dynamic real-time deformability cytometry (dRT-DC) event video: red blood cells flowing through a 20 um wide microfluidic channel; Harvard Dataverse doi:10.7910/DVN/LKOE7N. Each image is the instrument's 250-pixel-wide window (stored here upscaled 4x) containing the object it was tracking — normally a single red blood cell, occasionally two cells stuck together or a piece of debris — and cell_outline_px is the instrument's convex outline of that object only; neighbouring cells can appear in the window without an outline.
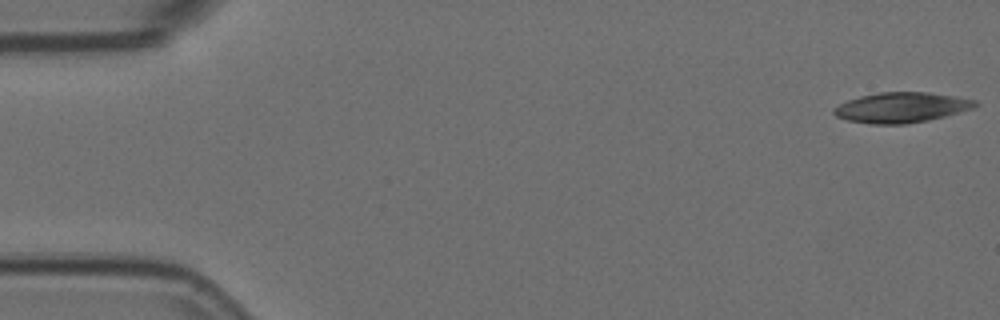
{"species": "Egyptian fruit bat (a non-hibernating species)", "species_latin": "Rousettus aegyptiacus", "temperature_condition": "room temperature", "stored_images_in_passage": 5, "camera_frame_rate_fps": 3000, "um_per_image_px": 0.085, "animal": {"sex": "female"}, "frame": {"image": 1, "passage_image": 1, "time_ms": 0.0, "image_size_px": [1000, 320], "cell_outline_px": [[980, 104], [972, 108], [944, 116], [928, 120], [904, 124], [872, 124], [848, 120], [836, 116], [832, 112], [832, 108], [848, 100], [860, 96], [880, 92], [928, 92], [956, 96], [976, 100]], "centroid_in_image_um": [76.61, 9.13], "position_along_channel_um": 8.4, "area_um2": 24.8}}